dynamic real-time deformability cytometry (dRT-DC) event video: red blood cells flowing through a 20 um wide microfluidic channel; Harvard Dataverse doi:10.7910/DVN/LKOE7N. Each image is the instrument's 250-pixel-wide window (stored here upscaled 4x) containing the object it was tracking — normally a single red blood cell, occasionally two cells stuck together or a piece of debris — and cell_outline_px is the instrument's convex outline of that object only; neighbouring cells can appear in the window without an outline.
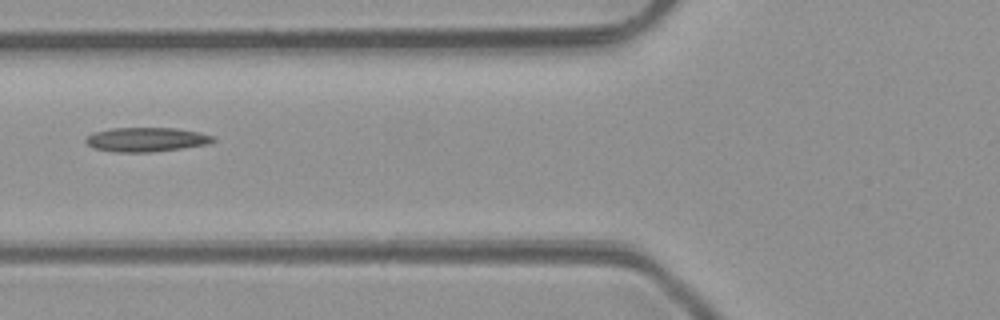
{"species": "common noctule bat (a hibernating species)", "species_latin": "Nyctalus noctula", "temperature_condition": "room temperature", "stored_images_in_passage": 8, "camera_frame_rate_fps": 3000, "um_per_image_px": 0.085, "animal": {"sex": "male", "body_mass_g": 23.1, "forearm_length_mm": 52.7}, "frame": {"image": 1, "passage_image": 6, "time_ms": 6.667, "image_size_px": [1000, 320], "cell_outline_px": [[216, 140], [208, 144], [184, 148], [152, 152], [116, 152], [92, 148], [84, 140], [92, 132], [112, 128], [176, 128], [200, 132], [216, 136]], "centroid_in_image_um": [12.46, 11.86], "position_along_channel_um": 113.3, "area_um2": 18.21}}
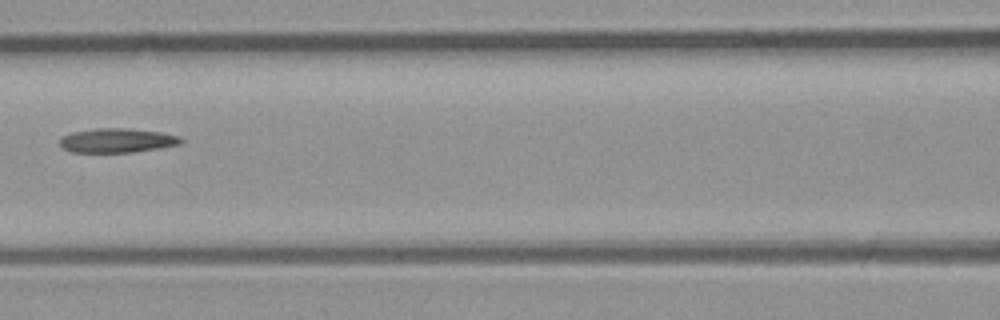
{"frame": {"image": 2, "passage_image": 7, "time_ms": 7.667, "image_size_px": [1000, 320], "cell_outline_px": [[184, 140], [180, 144], [132, 152], [72, 152], [64, 148], [60, 144], [60, 136], [72, 132], [96, 128], [128, 128], [160, 132], [180, 136]], "centroid_in_image_um": [9.93, 11.93], "position_along_channel_um": 156.7, "area_um2": 17.05}}
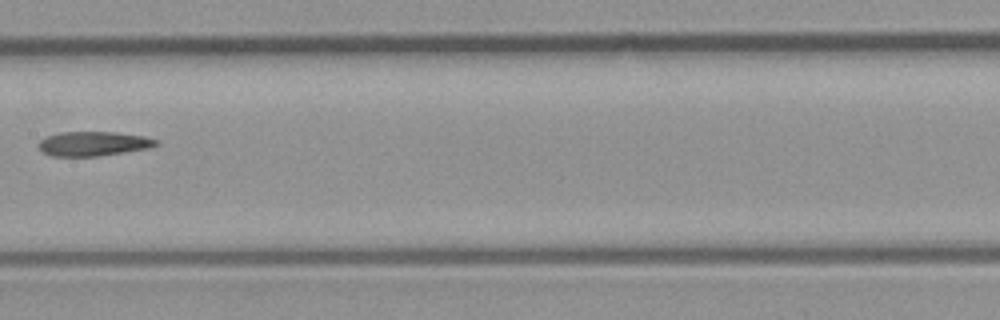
{"frame": {"image": 3, "passage_image": 8, "time_ms": 8.667, "image_size_px": [1000, 320], "cell_outline_px": [[160, 144], [148, 148], [124, 152], [96, 156], [52, 156], [44, 152], [40, 148], [40, 140], [48, 136], [60, 132], [112, 132], [144, 136], [156, 140]], "centroid_in_image_um": [7.95, 12.21], "position_along_channel_um": 199.5, "area_um2": 16.42}}